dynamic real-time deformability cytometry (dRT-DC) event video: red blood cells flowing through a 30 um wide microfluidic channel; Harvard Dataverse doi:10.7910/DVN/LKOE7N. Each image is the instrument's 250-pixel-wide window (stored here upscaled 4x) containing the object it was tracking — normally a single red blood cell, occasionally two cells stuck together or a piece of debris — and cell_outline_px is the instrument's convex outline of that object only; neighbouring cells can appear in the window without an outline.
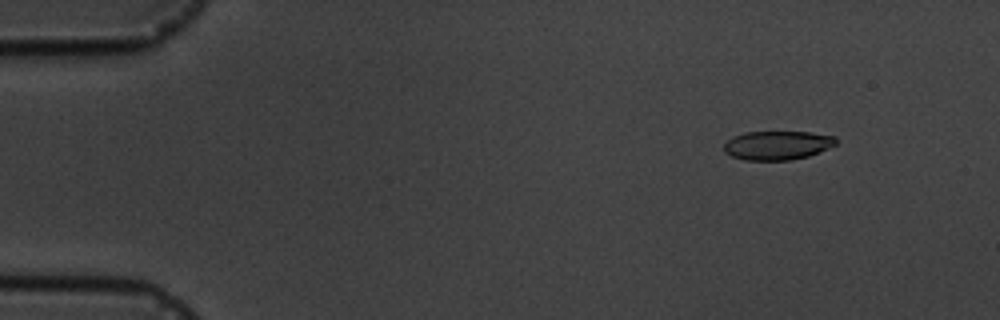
{"species": "common noctule bat (a hibernating species)", "species_latin": "Nyctalus noctula", "temperature_condition": "cold", "stored_images_in_passage": 6, "camera_frame_rate_fps": 3000, "um_per_image_px": 0.085, "animal": {"sex": "male", "body_mass_g": 19.5, "forearm_length_mm": 54.6}, "frame": {"image": 1, "passage_image": 2, "time_ms": 2.0, "image_size_px": [1000, 320], "cell_outline_px": [[836, 144], [808, 156], [792, 160], [744, 160], [732, 156], [724, 152], [724, 144], [732, 136], [744, 132], [808, 132], [836, 136]], "centroid_in_image_um": [66.04, 12.35], "position_along_channel_um": 19.0, "area_um2": 18.84}}
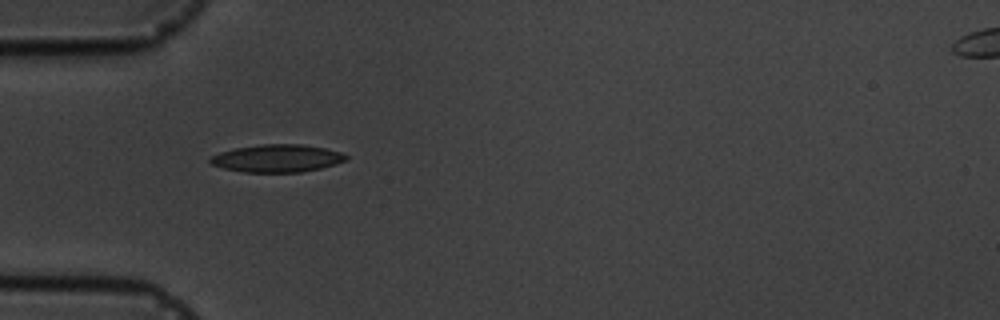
{"frame": {"image": 2, "passage_image": 5, "time_ms": 5.667, "image_size_px": [1000, 320], "cell_outline_px": [[348, 156], [344, 160], [336, 164], [320, 168], [300, 172], [244, 172], [224, 168], [212, 164], [208, 160], [212, 156], [220, 152], [236, 148], [264, 144], [300, 144], [324, 148], [340, 152]], "centroid_in_image_um": [23.54, 13.46], "position_along_channel_um": 61.5, "area_um2": 21.56}}
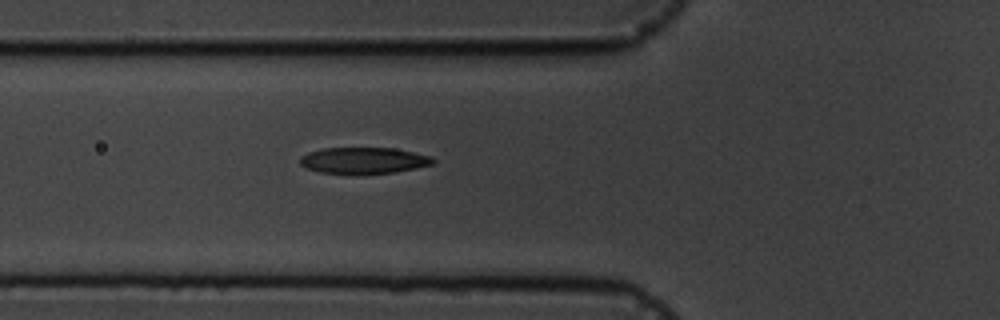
{"frame": {"image": 3, "passage_image": 6, "time_ms": 6.667, "image_size_px": [1000, 320], "cell_outline_px": [[436, 160], [432, 164], [416, 168], [396, 172], [360, 176], [320, 172], [308, 168], [300, 164], [300, 156], [308, 152], [324, 148], [396, 148], [432, 156]], "centroid_in_image_um": [30.93, 13.66], "position_along_channel_um": 94.9, "area_um2": 20.98}}